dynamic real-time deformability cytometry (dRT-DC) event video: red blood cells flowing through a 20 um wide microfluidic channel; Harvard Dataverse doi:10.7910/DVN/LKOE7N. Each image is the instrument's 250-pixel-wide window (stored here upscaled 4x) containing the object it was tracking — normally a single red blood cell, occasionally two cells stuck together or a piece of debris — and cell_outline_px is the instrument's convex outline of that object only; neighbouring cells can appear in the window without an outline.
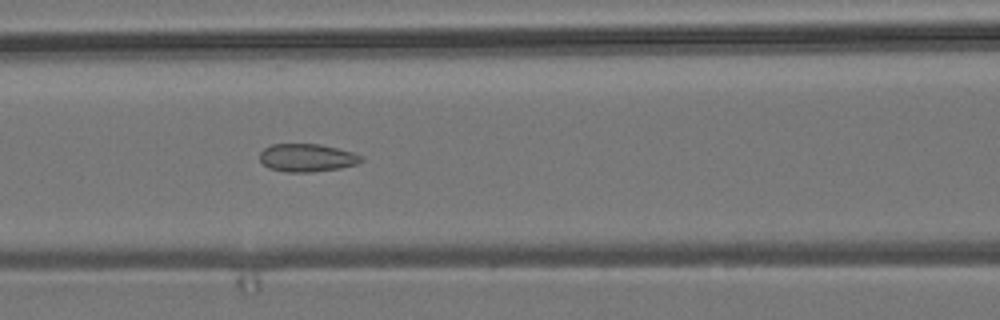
{"species": "common noctule bat (a hibernating species)", "species_latin": "Nyctalus noctula", "temperature_condition": "room temperature", "stored_images_in_passage": 37, "camera_frame_rate_fps": 3000, "um_per_image_px": 0.085, "animal": {"sex": "male", "body_mass_g": 19.2, "forearm_length_mm": 51.8}, "frame": {"image": 1, "passage_image": 6, "time_ms": 1.667, "image_size_px": [1000, 320], "cell_outline_px": [[364, 160], [356, 164], [340, 168], [312, 172], [284, 172], [268, 168], [260, 160], [260, 152], [264, 148], [272, 144], [320, 144], [352, 152], [364, 156]], "centroid_in_image_um": [26.09, 13.41], "position_along_channel_um": 140.5, "area_um2": 16.59}}
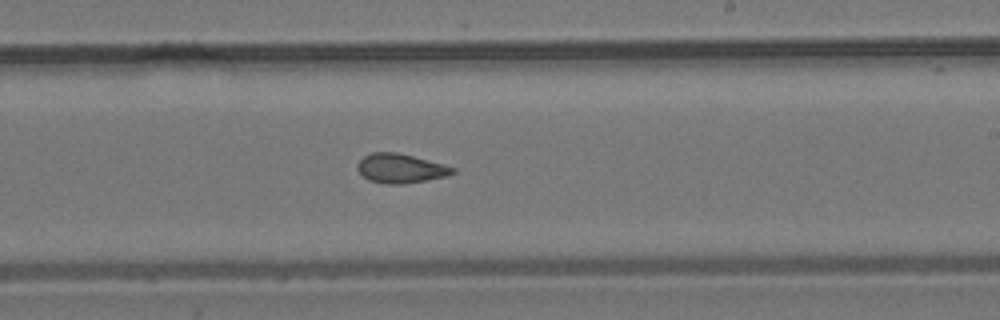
{"frame": {"image": 2, "passage_image": 15, "time_ms": 4.667, "image_size_px": [1000, 320], "cell_outline_px": [[456, 172], [444, 176], [424, 180], [400, 184], [384, 184], [368, 180], [356, 168], [356, 164], [364, 156], [372, 152], [396, 152], [444, 164], [456, 168]], "centroid_in_image_um": [34.01, 14.31], "position_along_channel_um": 255.0, "area_um2": 16.07}}
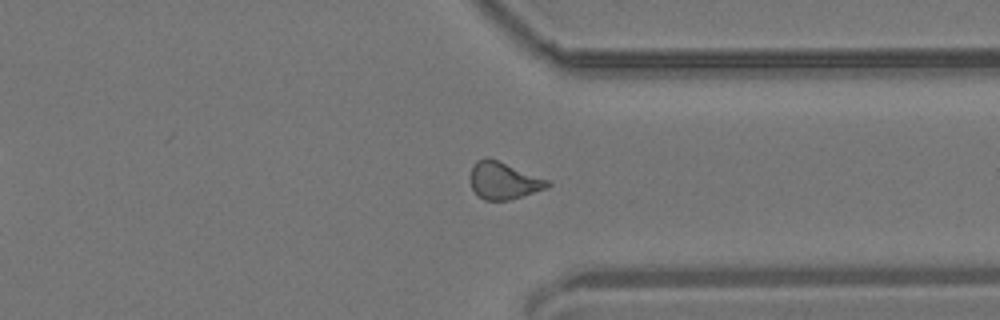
{"frame": {"image": 3, "passage_image": 24, "time_ms": 7.667, "image_size_px": [1000, 320], "cell_outline_px": [[552, 184], [548, 188], [508, 200], [484, 200], [472, 188], [472, 168], [476, 160], [484, 156], [488, 156], [548, 180]], "centroid_in_image_um": [42.82, 15.33], "position_along_channel_um": 368.6, "area_um2": 16.47}}